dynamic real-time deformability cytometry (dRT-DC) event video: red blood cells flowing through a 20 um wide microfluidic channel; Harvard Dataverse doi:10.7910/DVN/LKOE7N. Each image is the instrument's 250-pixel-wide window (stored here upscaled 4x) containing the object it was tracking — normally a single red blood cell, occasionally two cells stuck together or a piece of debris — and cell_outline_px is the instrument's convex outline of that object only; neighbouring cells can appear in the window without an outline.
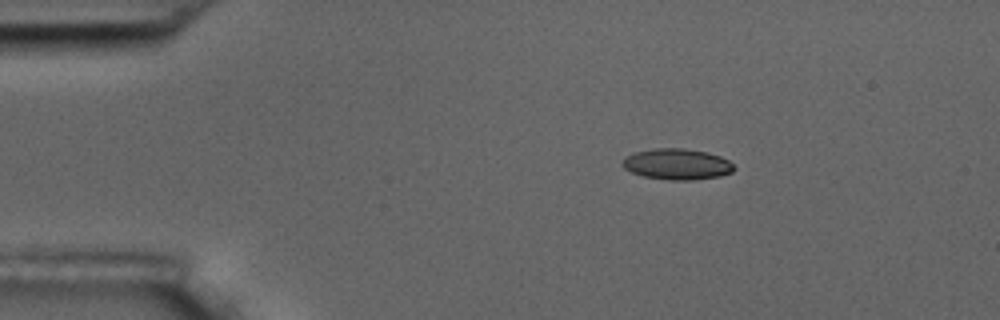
{"species": "common noctule bat (a hibernating species)", "species_latin": "Nyctalus noctula", "temperature_condition": "room temperature", "stored_images_in_passage": 4, "camera_frame_rate_fps": 3000, "um_per_image_px": 0.085, "animal": {"sex": "male", "body_mass_g": 17.5, "forearm_length_mm": 52.3}, "frame": {"image": 1, "passage_image": 2, "time_ms": 1.0, "image_size_px": [1000, 320], "cell_outline_px": [[736, 168], [732, 172], [720, 176], [692, 180], [672, 180], [644, 176], [632, 172], [624, 168], [620, 164], [632, 152], [656, 148], [684, 148], [708, 152], [720, 156], [728, 160]], "centroid_in_image_um": [57.56, 13.94], "position_along_channel_um": 27.4, "area_um2": 20.11}}